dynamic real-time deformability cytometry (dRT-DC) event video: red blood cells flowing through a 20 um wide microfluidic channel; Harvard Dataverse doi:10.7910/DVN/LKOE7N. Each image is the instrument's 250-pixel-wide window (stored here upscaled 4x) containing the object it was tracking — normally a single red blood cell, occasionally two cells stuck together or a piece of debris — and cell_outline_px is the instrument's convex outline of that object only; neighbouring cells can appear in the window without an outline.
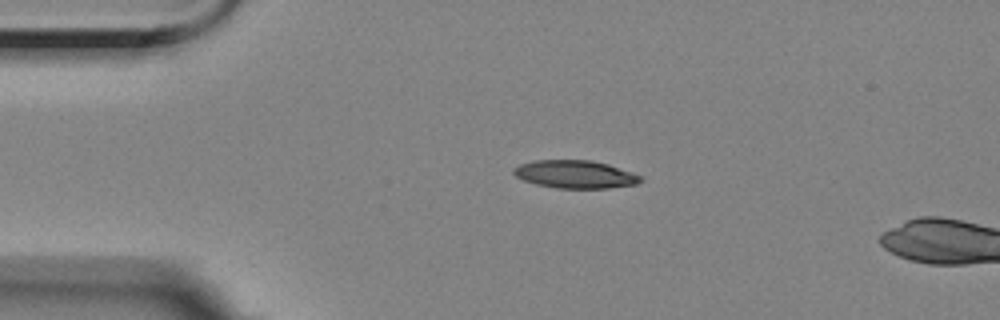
{"species": "Egyptian fruit bat (a non-hibernating species)", "species_latin": "Rousettus aegyptiacus", "temperature_condition": "room temperature", "stored_images_in_passage": 6, "camera_frame_rate_fps": 3000, "um_per_image_px": 0.085, "animal": {"sex": "female"}, "frame": {"image": 1, "passage_image": 1, "time_ms": 0.0, "image_size_px": [1000, 320], "cell_outline_px": [[644, 180], [636, 184], [608, 188], [556, 188], [536, 184], [524, 180], [516, 176], [512, 172], [512, 168], [520, 164], [536, 160], [592, 160], [608, 164], [644, 176]], "centroid_in_image_um": [48.92, 14.81], "position_along_channel_um": 36.1, "area_um2": 20.75}}